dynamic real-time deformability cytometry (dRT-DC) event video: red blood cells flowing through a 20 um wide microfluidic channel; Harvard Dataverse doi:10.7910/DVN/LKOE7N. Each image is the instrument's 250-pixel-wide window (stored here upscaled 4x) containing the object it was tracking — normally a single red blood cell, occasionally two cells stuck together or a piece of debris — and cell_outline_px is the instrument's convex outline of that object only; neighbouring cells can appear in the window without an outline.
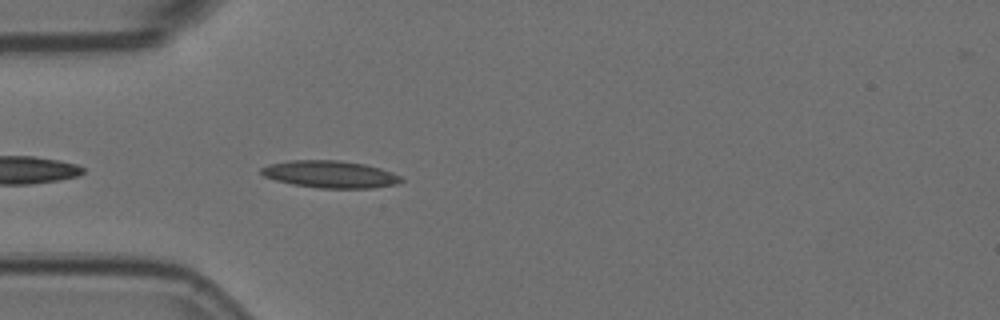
{"species": "Egyptian fruit bat (a non-hibernating species)", "species_latin": "Rousettus aegyptiacus", "temperature_condition": "room temperature", "stored_images_in_passage": 28, "camera_frame_rate_fps": 3000, "um_per_image_px": 0.085, "animal": {"sex": "female"}, "frame": {"image": 1, "passage_image": 3, "time_ms": 0.667, "image_size_px": [1000, 320], "cell_outline_px": [[404, 180], [396, 184], [372, 188], [316, 188], [292, 184], [276, 180], [264, 176], [260, 172], [260, 168], [268, 164], [292, 160], [340, 160], [364, 164], [380, 168], [392, 172], [400, 176]], "centroid_in_image_um": [28.05, 14.81], "position_along_channel_um": 57.0, "area_um2": 22.2}}
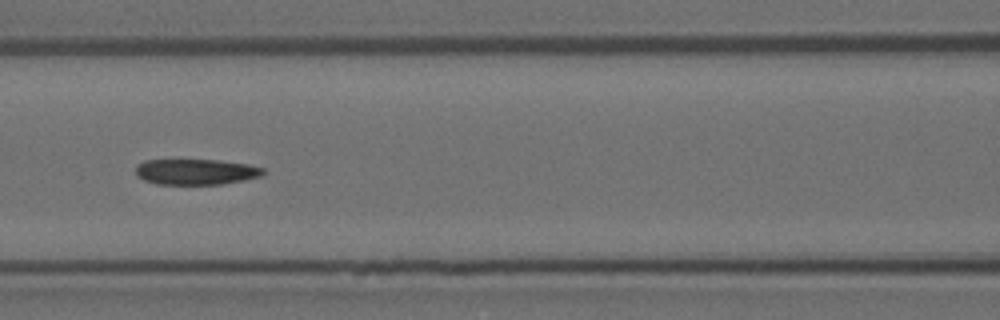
{"frame": {"image": 2, "passage_image": 11, "time_ms": 3.333, "image_size_px": [1000, 320], "cell_outline_px": [[264, 172], [260, 176], [244, 180], [220, 184], [156, 184], [144, 180], [136, 176], [136, 164], [144, 160], [216, 160], [248, 164], [264, 168]], "centroid_in_image_um": [16.61, 14.6], "position_along_channel_um": 150.0, "area_um2": 19.07}}
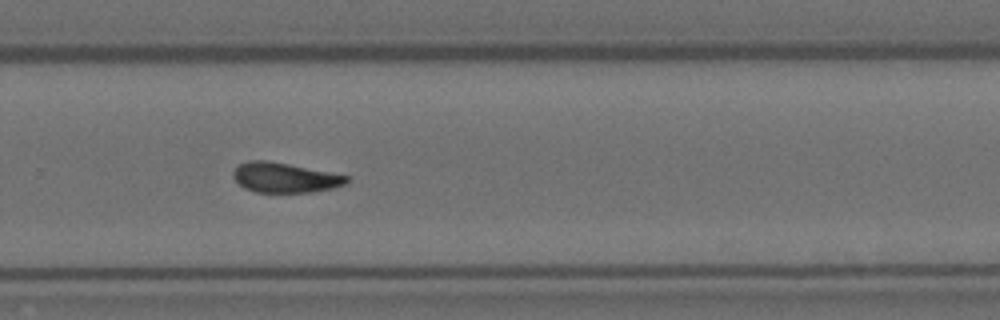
{"frame": {"image": 3, "passage_image": 24, "time_ms": 7.667, "image_size_px": [1000, 320], "cell_outline_px": [[348, 180], [344, 184], [332, 188], [312, 192], [256, 192], [244, 188], [232, 176], [232, 172], [240, 164], [248, 160], [268, 160], [348, 176]], "centroid_in_image_um": [24.16, 15.09], "position_along_channel_um": 305.6, "area_um2": 19.48}}